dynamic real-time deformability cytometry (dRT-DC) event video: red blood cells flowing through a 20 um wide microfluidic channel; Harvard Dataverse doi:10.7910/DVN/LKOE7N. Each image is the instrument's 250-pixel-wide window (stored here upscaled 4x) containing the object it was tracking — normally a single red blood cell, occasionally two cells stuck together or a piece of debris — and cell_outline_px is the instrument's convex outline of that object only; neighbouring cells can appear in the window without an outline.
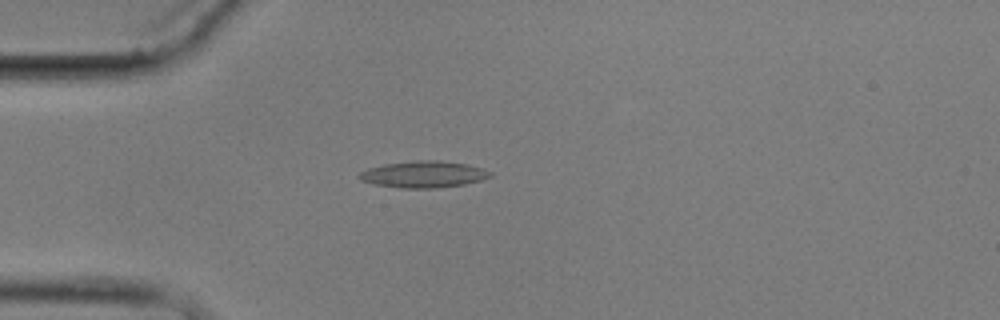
{"species": "common noctule bat (a hibernating species)", "species_latin": "Nyctalus noctula", "temperature_condition": "cold", "stored_images_in_passage": 7, "camera_frame_rate_fps": 3000, "um_per_image_px": 0.085, "animal": {"sex": "male", "body_mass_g": 17.9}, "frame": {"image": 1, "passage_image": 5, "time_ms": 4.667, "image_size_px": [1000, 320], "cell_outline_px": [[492, 176], [480, 180], [464, 184], [436, 188], [400, 188], [372, 184], [360, 180], [356, 176], [360, 172], [368, 168], [384, 164], [412, 160], [436, 160], [468, 164], [484, 168], [492, 172]], "centroid_in_image_um": [35.98, 14.81], "position_along_channel_um": 49.0, "area_um2": 20.52}}
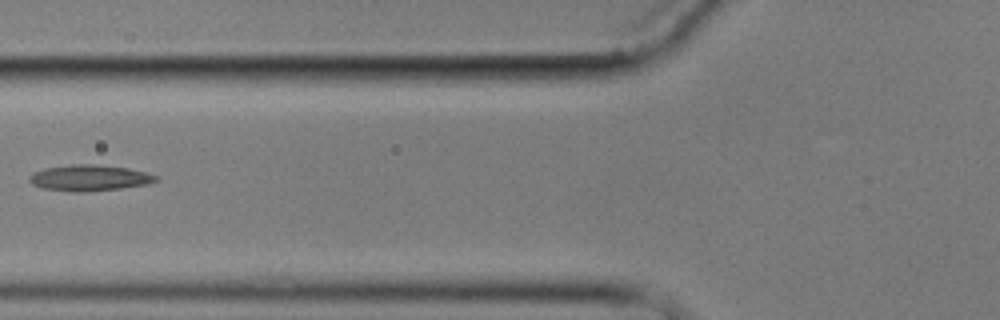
{"frame": {"image": 2, "passage_image": 7, "time_ms": 7.0, "image_size_px": [1000, 320], "cell_outline_px": [[160, 180], [148, 184], [120, 188], [88, 192], [72, 192], [44, 188], [32, 184], [28, 180], [28, 176], [44, 168], [72, 164], [92, 164], [128, 168], [160, 176]], "centroid_in_image_um": [7.62, 15.12], "position_along_channel_um": 118.2, "area_um2": 19.25}}